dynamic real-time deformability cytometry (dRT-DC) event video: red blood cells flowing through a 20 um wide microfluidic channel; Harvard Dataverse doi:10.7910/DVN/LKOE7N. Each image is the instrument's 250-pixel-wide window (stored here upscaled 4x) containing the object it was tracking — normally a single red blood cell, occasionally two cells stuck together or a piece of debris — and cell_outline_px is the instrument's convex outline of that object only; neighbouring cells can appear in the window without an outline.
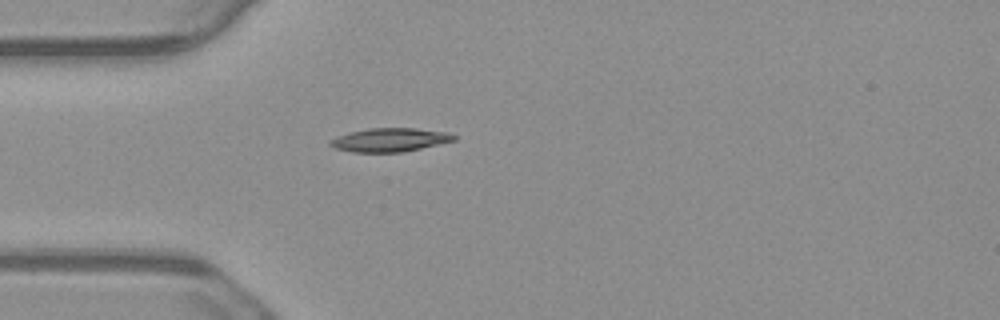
{"species": "common noctule bat (a hibernating species)", "species_latin": "Nyctalus noctula", "temperature_condition": "warm", "stored_images_in_passage": 41, "camera_frame_rate_fps": 3000, "um_per_image_px": 0.085, "animal": {"sex": "male", "body_mass_g": 23.1, "forearm_length_mm": 52.7}, "frame": {"image": 1, "passage_image": 1, "time_ms": 0.0, "image_size_px": [1000, 320], "cell_outline_px": [[456, 140], [404, 152], [352, 152], [332, 148], [328, 144], [328, 140], [336, 136], [368, 128], [416, 128], [448, 132], [456, 136]], "centroid_in_image_um": [33.1, 11.89], "position_along_channel_um": 51.9, "area_um2": 17.17}}
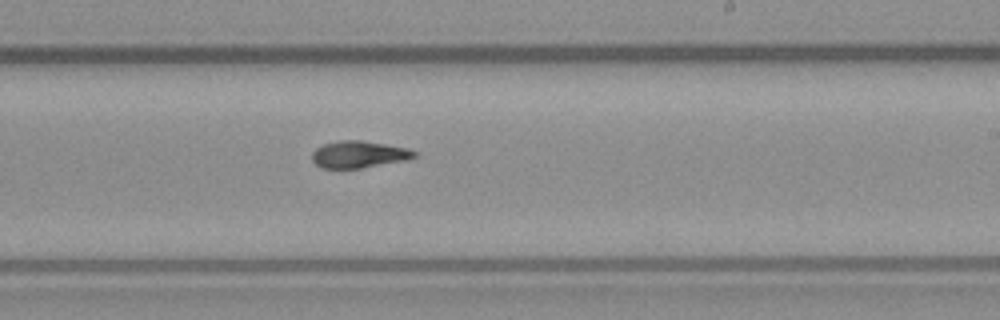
{"frame": {"image": 2, "passage_image": 18, "time_ms": 5.667, "image_size_px": [1000, 320], "cell_outline_px": [[416, 156], [404, 160], [360, 168], [320, 168], [312, 160], [312, 152], [316, 148], [324, 144], [340, 140], [360, 140], [408, 148], [416, 152]], "centroid_in_image_um": [30.46, 13.12], "position_along_channel_um": 258.5, "area_um2": 15.84}}
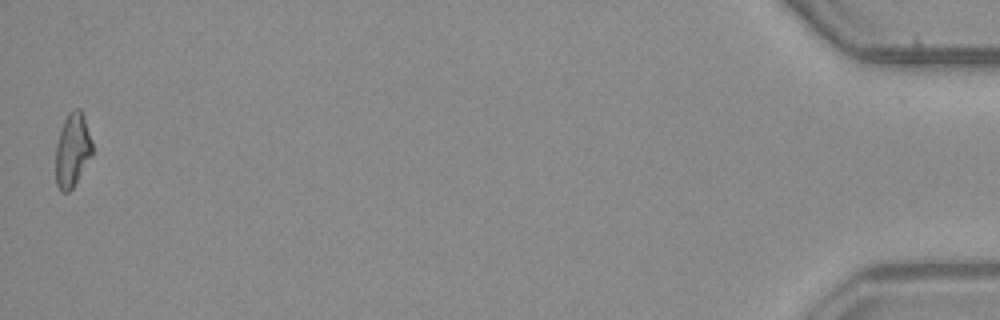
{"frame": {"image": 3, "passage_image": 40, "time_ms": 13.0, "image_size_px": [1000, 320], "cell_outline_px": [[92, 156], [72, 188], [68, 192], [60, 192], [56, 184], [56, 144], [64, 120], [68, 112], [76, 108], [80, 108], [84, 116], [92, 140]], "centroid_in_image_um": [6.16, 12.75], "position_along_channel_um": 429.0, "area_um2": 15.78}, "authors_computed_cell_mechanics": {"area_um2": 15.9528, "velocity_mm_per_s": 3.7582, "shape_relaxation_time_tau1_ms": 5.6049, "shape_relaxation_time_tau2_ms": 3.5578, "deformation_change_tau1": 0.194, "deformation_change_tau2": 0.1149}}